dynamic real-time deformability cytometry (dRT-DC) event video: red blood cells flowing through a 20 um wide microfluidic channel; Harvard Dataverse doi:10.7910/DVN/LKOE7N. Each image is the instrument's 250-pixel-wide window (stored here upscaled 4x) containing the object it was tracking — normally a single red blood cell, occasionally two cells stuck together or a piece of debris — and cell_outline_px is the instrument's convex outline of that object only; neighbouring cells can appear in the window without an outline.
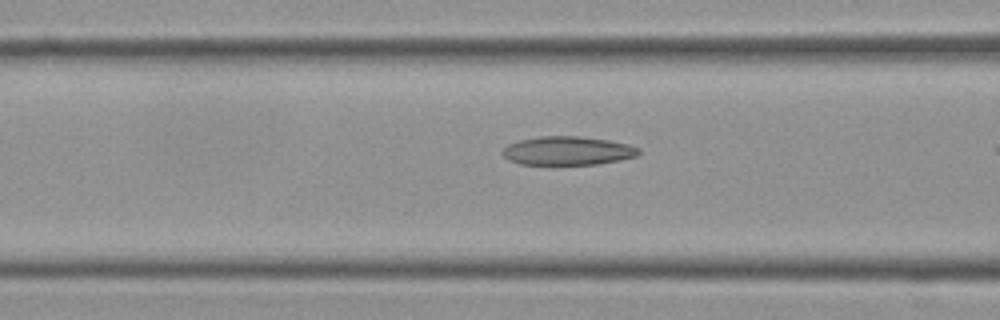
{"species": "Egyptian fruit bat (a non-hibernating species)", "species_latin": "Rousettus aegyptiacus", "temperature_condition": "cold", "stored_images_in_passage": 35, "camera_frame_rate_fps": 3000, "um_per_image_px": 0.085, "frame": {"image": 1, "passage_image": 12, "time_ms": 3.667, "image_size_px": [1000, 320], "cell_outline_px": [[640, 152], [636, 156], [620, 160], [596, 164], [520, 164], [508, 160], [500, 152], [508, 144], [520, 140], [540, 136], [580, 136], [608, 140], [628, 144], [640, 148]], "centroid_in_image_um": [48.24, 12.81], "position_along_channel_um": 118.4, "area_um2": 22.72}}
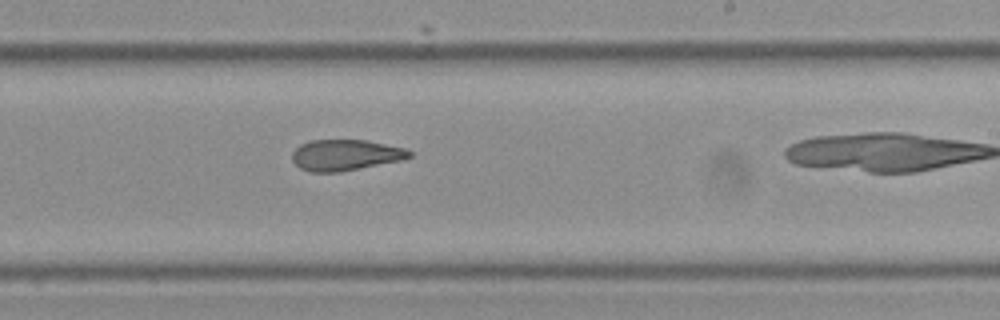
{"frame": {"image": 2, "passage_image": 24, "time_ms": 7.667, "image_size_px": [1000, 320], "cell_outline_px": [[412, 156], [400, 160], [340, 172], [312, 172], [300, 168], [292, 160], [292, 152], [300, 144], [308, 140], [364, 140], [404, 148], [412, 152]], "centroid_in_image_um": [29.31, 13.17], "position_along_channel_um": 259.7, "area_um2": 20.98}}
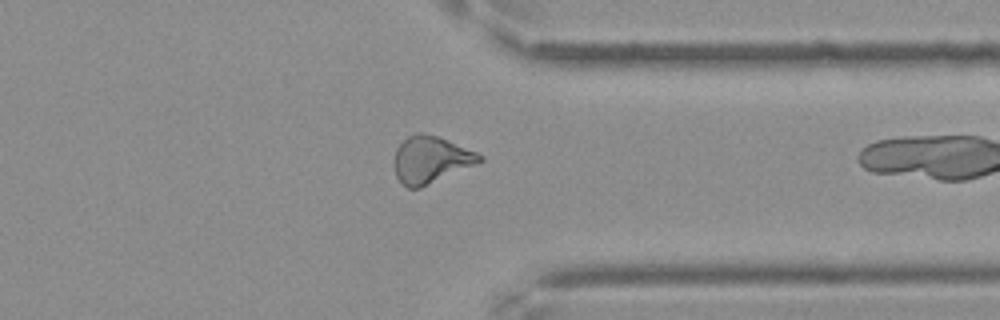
{"frame": {"image": 3, "passage_image": 34, "time_ms": 11.0, "image_size_px": [1000, 320], "cell_outline_px": [[484, 160], [480, 164], [420, 188], [408, 188], [396, 176], [392, 164], [392, 160], [396, 148], [408, 136], [416, 132], [420, 132], [436, 136], [448, 140], [476, 152], [484, 156]], "centroid_in_image_um": [36.62, 13.58], "position_along_channel_um": 374.8, "area_um2": 23.76}}